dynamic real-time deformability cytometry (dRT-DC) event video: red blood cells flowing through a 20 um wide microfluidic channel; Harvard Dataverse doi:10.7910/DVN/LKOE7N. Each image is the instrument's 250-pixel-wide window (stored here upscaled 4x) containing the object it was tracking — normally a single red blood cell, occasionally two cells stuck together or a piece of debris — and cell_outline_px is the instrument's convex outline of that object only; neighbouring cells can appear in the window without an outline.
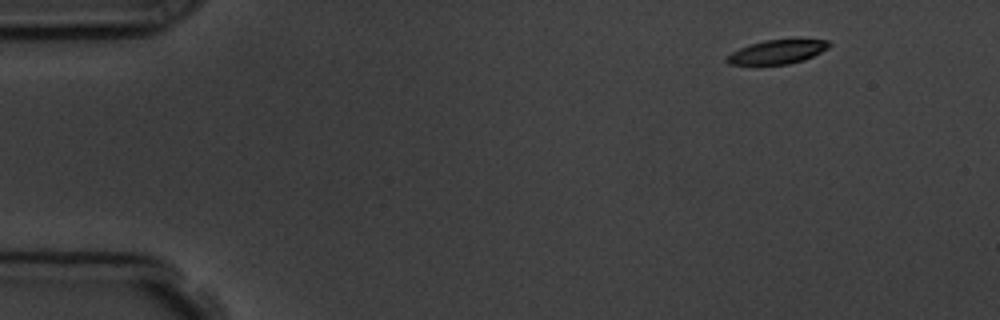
{"species": "common noctule bat (a hibernating species)", "species_latin": "Nyctalus noctula", "temperature_condition": "room temperature", "stored_images_in_passage": 5, "camera_frame_rate_fps": 3000, "um_per_image_px": 0.085, "animal": {"sex": "male", "body_mass_g": 19.5, "forearm_length_mm": 54.6}, "frame": {"image": 1, "passage_image": 1, "time_ms": 0.0, "image_size_px": [1000, 320], "cell_outline_px": [[832, 44], [828, 48], [804, 60], [788, 64], [728, 64], [724, 60], [732, 52], [740, 48], [764, 40], [796, 36], [800, 36], [828, 40]], "centroid_in_image_um": [66.18, 4.34], "position_along_channel_um": 18.8, "area_um2": 14.91}}
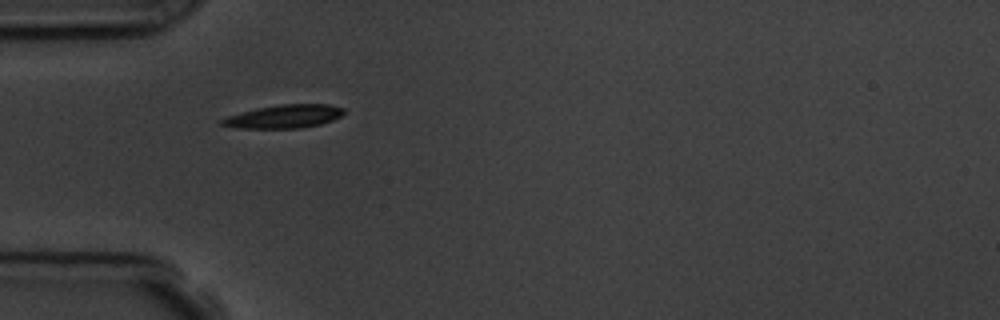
{"frame": {"image": 2, "passage_image": 4, "time_ms": 3.667, "image_size_px": [1000, 320], "cell_outline_px": [[344, 112], [340, 116], [332, 120], [320, 124], [300, 128], [236, 128], [220, 124], [216, 120], [228, 116], [256, 108], [280, 104], [328, 104], [344, 108]], "centroid_in_image_um": [24.11, 9.9], "position_along_channel_um": 60.9, "area_um2": 16.59}}
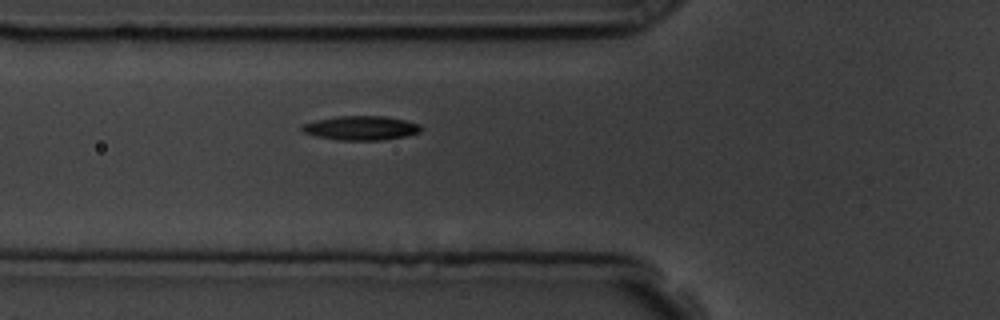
{"frame": {"image": 3, "passage_image": 5, "time_ms": 4.667, "image_size_px": [1000, 320], "cell_outline_px": [[424, 128], [420, 132], [404, 136], [384, 140], [336, 140], [316, 136], [304, 132], [300, 128], [304, 124], [316, 120], [336, 116], [384, 116], [404, 120], [420, 124]], "centroid_in_image_um": [30.7, 10.88], "position_along_channel_um": 95.1, "area_um2": 16.76}}